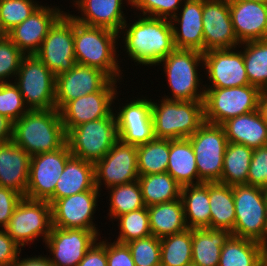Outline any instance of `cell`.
<instances>
[{"label":"cell","instance_id":"cell-11","mask_svg":"<svg viewBox=\"0 0 267 266\" xmlns=\"http://www.w3.org/2000/svg\"><path fill=\"white\" fill-rule=\"evenodd\" d=\"M191 142L199 174V184L220 182L228 140L224 128L205 122L192 136Z\"/></svg>","mask_w":267,"mask_h":266},{"label":"cell","instance_id":"cell-9","mask_svg":"<svg viewBox=\"0 0 267 266\" xmlns=\"http://www.w3.org/2000/svg\"><path fill=\"white\" fill-rule=\"evenodd\" d=\"M261 90L254 85L205 88L204 120L222 125L236 116L256 111Z\"/></svg>","mask_w":267,"mask_h":266},{"label":"cell","instance_id":"cell-22","mask_svg":"<svg viewBox=\"0 0 267 266\" xmlns=\"http://www.w3.org/2000/svg\"><path fill=\"white\" fill-rule=\"evenodd\" d=\"M59 6L41 5L21 24L6 33V36L24 55L36 54L49 29L64 14Z\"/></svg>","mask_w":267,"mask_h":266},{"label":"cell","instance_id":"cell-41","mask_svg":"<svg viewBox=\"0 0 267 266\" xmlns=\"http://www.w3.org/2000/svg\"><path fill=\"white\" fill-rule=\"evenodd\" d=\"M119 235L116 239L120 243H129L133 240L148 237L151 234L147 207L123 214L116 218Z\"/></svg>","mask_w":267,"mask_h":266},{"label":"cell","instance_id":"cell-2","mask_svg":"<svg viewBox=\"0 0 267 266\" xmlns=\"http://www.w3.org/2000/svg\"><path fill=\"white\" fill-rule=\"evenodd\" d=\"M12 141L30 156L51 152L66 143V132L56 109L29 110L13 123Z\"/></svg>","mask_w":267,"mask_h":266},{"label":"cell","instance_id":"cell-35","mask_svg":"<svg viewBox=\"0 0 267 266\" xmlns=\"http://www.w3.org/2000/svg\"><path fill=\"white\" fill-rule=\"evenodd\" d=\"M218 266H263L262 243L231 236L221 249Z\"/></svg>","mask_w":267,"mask_h":266},{"label":"cell","instance_id":"cell-34","mask_svg":"<svg viewBox=\"0 0 267 266\" xmlns=\"http://www.w3.org/2000/svg\"><path fill=\"white\" fill-rule=\"evenodd\" d=\"M146 207L180 199L182 186L167 172L138 178Z\"/></svg>","mask_w":267,"mask_h":266},{"label":"cell","instance_id":"cell-24","mask_svg":"<svg viewBox=\"0 0 267 266\" xmlns=\"http://www.w3.org/2000/svg\"><path fill=\"white\" fill-rule=\"evenodd\" d=\"M234 33L240 43L267 39V4L229 0Z\"/></svg>","mask_w":267,"mask_h":266},{"label":"cell","instance_id":"cell-52","mask_svg":"<svg viewBox=\"0 0 267 266\" xmlns=\"http://www.w3.org/2000/svg\"><path fill=\"white\" fill-rule=\"evenodd\" d=\"M37 255L32 257L21 258L18 256L17 260L13 263L12 266H53V264L48 259V256ZM22 259V260H21Z\"/></svg>","mask_w":267,"mask_h":266},{"label":"cell","instance_id":"cell-8","mask_svg":"<svg viewBox=\"0 0 267 266\" xmlns=\"http://www.w3.org/2000/svg\"><path fill=\"white\" fill-rule=\"evenodd\" d=\"M14 83L29 110L56 108V76L36 54L23 56Z\"/></svg>","mask_w":267,"mask_h":266},{"label":"cell","instance_id":"cell-47","mask_svg":"<svg viewBox=\"0 0 267 266\" xmlns=\"http://www.w3.org/2000/svg\"><path fill=\"white\" fill-rule=\"evenodd\" d=\"M247 185L267 188V145L253 149Z\"/></svg>","mask_w":267,"mask_h":266},{"label":"cell","instance_id":"cell-18","mask_svg":"<svg viewBox=\"0 0 267 266\" xmlns=\"http://www.w3.org/2000/svg\"><path fill=\"white\" fill-rule=\"evenodd\" d=\"M214 49L203 53L209 82L204 88H231L250 85L241 50ZM237 50V51H236Z\"/></svg>","mask_w":267,"mask_h":266},{"label":"cell","instance_id":"cell-49","mask_svg":"<svg viewBox=\"0 0 267 266\" xmlns=\"http://www.w3.org/2000/svg\"><path fill=\"white\" fill-rule=\"evenodd\" d=\"M107 266H136L127 244L107 241Z\"/></svg>","mask_w":267,"mask_h":266},{"label":"cell","instance_id":"cell-5","mask_svg":"<svg viewBox=\"0 0 267 266\" xmlns=\"http://www.w3.org/2000/svg\"><path fill=\"white\" fill-rule=\"evenodd\" d=\"M201 63L204 68L203 53L196 50L175 49L162 59L157 66L163 64L161 66L164 67L163 71L172 94V96L164 95L162 98L176 101H204L205 86L197 73Z\"/></svg>","mask_w":267,"mask_h":266},{"label":"cell","instance_id":"cell-19","mask_svg":"<svg viewBox=\"0 0 267 266\" xmlns=\"http://www.w3.org/2000/svg\"><path fill=\"white\" fill-rule=\"evenodd\" d=\"M152 100L146 97L134 98L119 106L116 111L118 139L126 144L141 145L153 140L154 127L151 114Z\"/></svg>","mask_w":267,"mask_h":266},{"label":"cell","instance_id":"cell-53","mask_svg":"<svg viewBox=\"0 0 267 266\" xmlns=\"http://www.w3.org/2000/svg\"><path fill=\"white\" fill-rule=\"evenodd\" d=\"M13 138V122L0 115V143L11 141Z\"/></svg>","mask_w":267,"mask_h":266},{"label":"cell","instance_id":"cell-46","mask_svg":"<svg viewBox=\"0 0 267 266\" xmlns=\"http://www.w3.org/2000/svg\"><path fill=\"white\" fill-rule=\"evenodd\" d=\"M184 0H133L132 7L143 16L171 20L183 5Z\"/></svg>","mask_w":267,"mask_h":266},{"label":"cell","instance_id":"cell-20","mask_svg":"<svg viewBox=\"0 0 267 266\" xmlns=\"http://www.w3.org/2000/svg\"><path fill=\"white\" fill-rule=\"evenodd\" d=\"M110 80L105 72L76 63L69 71L56 76V109L60 111L68 102L100 91Z\"/></svg>","mask_w":267,"mask_h":266},{"label":"cell","instance_id":"cell-12","mask_svg":"<svg viewBox=\"0 0 267 266\" xmlns=\"http://www.w3.org/2000/svg\"><path fill=\"white\" fill-rule=\"evenodd\" d=\"M71 156L67 143L57 150L31 156L25 197L32 200H46L52 205L57 180Z\"/></svg>","mask_w":267,"mask_h":266},{"label":"cell","instance_id":"cell-14","mask_svg":"<svg viewBox=\"0 0 267 266\" xmlns=\"http://www.w3.org/2000/svg\"><path fill=\"white\" fill-rule=\"evenodd\" d=\"M117 82L121 81L111 79L100 91L68 102L59 111L65 132L85 122L111 117L115 110L114 100L117 101L119 94Z\"/></svg>","mask_w":267,"mask_h":266},{"label":"cell","instance_id":"cell-33","mask_svg":"<svg viewBox=\"0 0 267 266\" xmlns=\"http://www.w3.org/2000/svg\"><path fill=\"white\" fill-rule=\"evenodd\" d=\"M210 229L227 230L233 233L235 203L233 186L209 182Z\"/></svg>","mask_w":267,"mask_h":266},{"label":"cell","instance_id":"cell-45","mask_svg":"<svg viewBox=\"0 0 267 266\" xmlns=\"http://www.w3.org/2000/svg\"><path fill=\"white\" fill-rule=\"evenodd\" d=\"M23 56L7 36L0 39V83L10 82L16 77Z\"/></svg>","mask_w":267,"mask_h":266},{"label":"cell","instance_id":"cell-50","mask_svg":"<svg viewBox=\"0 0 267 266\" xmlns=\"http://www.w3.org/2000/svg\"><path fill=\"white\" fill-rule=\"evenodd\" d=\"M21 251V247L0 228V266H12Z\"/></svg>","mask_w":267,"mask_h":266},{"label":"cell","instance_id":"cell-3","mask_svg":"<svg viewBox=\"0 0 267 266\" xmlns=\"http://www.w3.org/2000/svg\"><path fill=\"white\" fill-rule=\"evenodd\" d=\"M119 34L110 29L81 24L74 20V54L76 63L97 68L112 80H122L116 49ZM118 56V57H117Z\"/></svg>","mask_w":267,"mask_h":266},{"label":"cell","instance_id":"cell-51","mask_svg":"<svg viewBox=\"0 0 267 266\" xmlns=\"http://www.w3.org/2000/svg\"><path fill=\"white\" fill-rule=\"evenodd\" d=\"M95 242L77 266H107V240Z\"/></svg>","mask_w":267,"mask_h":266},{"label":"cell","instance_id":"cell-13","mask_svg":"<svg viewBox=\"0 0 267 266\" xmlns=\"http://www.w3.org/2000/svg\"><path fill=\"white\" fill-rule=\"evenodd\" d=\"M36 56L55 76L74 67V19L67 12L49 29Z\"/></svg>","mask_w":267,"mask_h":266},{"label":"cell","instance_id":"cell-44","mask_svg":"<svg viewBox=\"0 0 267 266\" xmlns=\"http://www.w3.org/2000/svg\"><path fill=\"white\" fill-rule=\"evenodd\" d=\"M0 83V115L13 123L29 111L18 86L13 82Z\"/></svg>","mask_w":267,"mask_h":266},{"label":"cell","instance_id":"cell-32","mask_svg":"<svg viewBox=\"0 0 267 266\" xmlns=\"http://www.w3.org/2000/svg\"><path fill=\"white\" fill-rule=\"evenodd\" d=\"M167 173L182 187L199 184L195 154L188 138L170 139Z\"/></svg>","mask_w":267,"mask_h":266},{"label":"cell","instance_id":"cell-40","mask_svg":"<svg viewBox=\"0 0 267 266\" xmlns=\"http://www.w3.org/2000/svg\"><path fill=\"white\" fill-rule=\"evenodd\" d=\"M109 191V212L111 221L118 216L144 208L142 190L137 181L116 185L108 188Z\"/></svg>","mask_w":267,"mask_h":266},{"label":"cell","instance_id":"cell-6","mask_svg":"<svg viewBox=\"0 0 267 266\" xmlns=\"http://www.w3.org/2000/svg\"><path fill=\"white\" fill-rule=\"evenodd\" d=\"M235 224L232 236L262 243L267 237L266 189L233 185Z\"/></svg>","mask_w":267,"mask_h":266},{"label":"cell","instance_id":"cell-48","mask_svg":"<svg viewBox=\"0 0 267 266\" xmlns=\"http://www.w3.org/2000/svg\"><path fill=\"white\" fill-rule=\"evenodd\" d=\"M24 196L17 191L0 187V227L4 229L15 208Z\"/></svg>","mask_w":267,"mask_h":266},{"label":"cell","instance_id":"cell-36","mask_svg":"<svg viewBox=\"0 0 267 266\" xmlns=\"http://www.w3.org/2000/svg\"><path fill=\"white\" fill-rule=\"evenodd\" d=\"M253 149L243 144L228 142L220 183L226 185H247Z\"/></svg>","mask_w":267,"mask_h":266},{"label":"cell","instance_id":"cell-27","mask_svg":"<svg viewBox=\"0 0 267 266\" xmlns=\"http://www.w3.org/2000/svg\"><path fill=\"white\" fill-rule=\"evenodd\" d=\"M228 142L256 149L267 145V124L258 110L236 116L222 125Z\"/></svg>","mask_w":267,"mask_h":266},{"label":"cell","instance_id":"cell-21","mask_svg":"<svg viewBox=\"0 0 267 266\" xmlns=\"http://www.w3.org/2000/svg\"><path fill=\"white\" fill-rule=\"evenodd\" d=\"M204 52L239 46L231 21L229 0H203Z\"/></svg>","mask_w":267,"mask_h":266},{"label":"cell","instance_id":"cell-28","mask_svg":"<svg viewBox=\"0 0 267 266\" xmlns=\"http://www.w3.org/2000/svg\"><path fill=\"white\" fill-rule=\"evenodd\" d=\"M91 189H97L95 187L94 163L71 156L65 164L64 171L57 180L54 190V202L57 199Z\"/></svg>","mask_w":267,"mask_h":266},{"label":"cell","instance_id":"cell-39","mask_svg":"<svg viewBox=\"0 0 267 266\" xmlns=\"http://www.w3.org/2000/svg\"><path fill=\"white\" fill-rule=\"evenodd\" d=\"M162 266H188L192 264V229L160 238Z\"/></svg>","mask_w":267,"mask_h":266},{"label":"cell","instance_id":"cell-15","mask_svg":"<svg viewBox=\"0 0 267 266\" xmlns=\"http://www.w3.org/2000/svg\"><path fill=\"white\" fill-rule=\"evenodd\" d=\"M95 187L101 192L103 184L110 187L137 181V146L118 140L108 153L94 164ZM103 182V183H102Z\"/></svg>","mask_w":267,"mask_h":266},{"label":"cell","instance_id":"cell-55","mask_svg":"<svg viewBox=\"0 0 267 266\" xmlns=\"http://www.w3.org/2000/svg\"><path fill=\"white\" fill-rule=\"evenodd\" d=\"M262 257H263V266H267V237L262 242Z\"/></svg>","mask_w":267,"mask_h":266},{"label":"cell","instance_id":"cell-25","mask_svg":"<svg viewBox=\"0 0 267 266\" xmlns=\"http://www.w3.org/2000/svg\"><path fill=\"white\" fill-rule=\"evenodd\" d=\"M80 16L68 13L77 22L93 27H102L119 33L126 22L123 0H73ZM125 1V0H124ZM132 6L131 0H126ZM124 6V7H123Z\"/></svg>","mask_w":267,"mask_h":266},{"label":"cell","instance_id":"cell-54","mask_svg":"<svg viewBox=\"0 0 267 266\" xmlns=\"http://www.w3.org/2000/svg\"><path fill=\"white\" fill-rule=\"evenodd\" d=\"M257 110L260 113L262 120L267 124V90L261 91Z\"/></svg>","mask_w":267,"mask_h":266},{"label":"cell","instance_id":"cell-10","mask_svg":"<svg viewBox=\"0 0 267 266\" xmlns=\"http://www.w3.org/2000/svg\"><path fill=\"white\" fill-rule=\"evenodd\" d=\"M52 227L51 204L23 197L4 230L21 247L39 237L46 241ZM38 238V239H37Z\"/></svg>","mask_w":267,"mask_h":266},{"label":"cell","instance_id":"cell-57","mask_svg":"<svg viewBox=\"0 0 267 266\" xmlns=\"http://www.w3.org/2000/svg\"><path fill=\"white\" fill-rule=\"evenodd\" d=\"M243 1H253V2H258V3H265V4H267V0H243Z\"/></svg>","mask_w":267,"mask_h":266},{"label":"cell","instance_id":"cell-17","mask_svg":"<svg viewBox=\"0 0 267 266\" xmlns=\"http://www.w3.org/2000/svg\"><path fill=\"white\" fill-rule=\"evenodd\" d=\"M100 195L98 189H91L57 199L51 205L52 226L99 231L93 222V216L98 208L97 202Z\"/></svg>","mask_w":267,"mask_h":266},{"label":"cell","instance_id":"cell-43","mask_svg":"<svg viewBox=\"0 0 267 266\" xmlns=\"http://www.w3.org/2000/svg\"><path fill=\"white\" fill-rule=\"evenodd\" d=\"M136 266H155L160 264V238L150 235L126 243Z\"/></svg>","mask_w":267,"mask_h":266},{"label":"cell","instance_id":"cell-42","mask_svg":"<svg viewBox=\"0 0 267 266\" xmlns=\"http://www.w3.org/2000/svg\"><path fill=\"white\" fill-rule=\"evenodd\" d=\"M39 5L34 0H0V25L5 33L27 19Z\"/></svg>","mask_w":267,"mask_h":266},{"label":"cell","instance_id":"cell-1","mask_svg":"<svg viewBox=\"0 0 267 266\" xmlns=\"http://www.w3.org/2000/svg\"><path fill=\"white\" fill-rule=\"evenodd\" d=\"M137 17L132 23L126 20L118 33L125 44L124 52L137 65L156 66L176 49L171 21L138 14Z\"/></svg>","mask_w":267,"mask_h":266},{"label":"cell","instance_id":"cell-29","mask_svg":"<svg viewBox=\"0 0 267 266\" xmlns=\"http://www.w3.org/2000/svg\"><path fill=\"white\" fill-rule=\"evenodd\" d=\"M180 198L188 229H210L209 182L183 186Z\"/></svg>","mask_w":267,"mask_h":266},{"label":"cell","instance_id":"cell-37","mask_svg":"<svg viewBox=\"0 0 267 266\" xmlns=\"http://www.w3.org/2000/svg\"><path fill=\"white\" fill-rule=\"evenodd\" d=\"M238 47H241L243 53L250 85L258 87L261 91L267 90V39L246 41Z\"/></svg>","mask_w":267,"mask_h":266},{"label":"cell","instance_id":"cell-23","mask_svg":"<svg viewBox=\"0 0 267 266\" xmlns=\"http://www.w3.org/2000/svg\"><path fill=\"white\" fill-rule=\"evenodd\" d=\"M181 7L170 20L175 47L204 53L203 0H184Z\"/></svg>","mask_w":267,"mask_h":266},{"label":"cell","instance_id":"cell-38","mask_svg":"<svg viewBox=\"0 0 267 266\" xmlns=\"http://www.w3.org/2000/svg\"><path fill=\"white\" fill-rule=\"evenodd\" d=\"M170 139L154 138L137 146L138 174L151 175L167 172Z\"/></svg>","mask_w":267,"mask_h":266},{"label":"cell","instance_id":"cell-4","mask_svg":"<svg viewBox=\"0 0 267 266\" xmlns=\"http://www.w3.org/2000/svg\"><path fill=\"white\" fill-rule=\"evenodd\" d=\"M151 114L155 138H189L205 123L203 101L153 100Z\"/></svg>","mask_w":267,"mask_h":266},{"label":"cell","instance_id":"cell-26","mask_svg":"<svg viewBox=\"0 0 267 266\" xmlns=\"http://www.w3.org/2000/svg\"><path fill=\"white\" fill-rule=\"evenodd\" d=\"M31 156L12 140L0 143V187L10 188L25 197Z\"/></svg>","mask_w":267,"mask_h":266},{"label":"cell","instance_id":"cell-31","mask_svg":"<svg viewBox=\"0 0 267 266\" xmlns=\"http://www.w3.org/2000/svg\"><path fill=\"white\" fill-rule=\"evenodd\" d=\"M231 236L227 230L192 229V264L218 266L221 249Z\"/></svg>","mask_w":267,"mask_h":266},{"label":"cell","instance_id":"cell-30","mask_svg":"<svg viewBox=\"0 0 267 266\" xmlns=\"http://www.w3.org/2000/svg\"><path fill=\"white\" fill-rule=\"evenodd\" d=\"M151 234L162 238L188 229L181 198L147 207Z\"/></svg>","mask_w":267,"mask_h":266},{"label":"cell","instance_id":"cell-56","mask_svg":"<svg viewBox=\"0 0 267 266\" xmlns=\"http://www.w3.org/2000/svg\"><path fill=\"white\" fill-rule=\"evenodd\" d=\"M6 37V33L4 32V30L2 29L1 25H0V39Z\"/></svg>","mask_w":267,"mask_h":266},{"label":"cell","instance_id":"cell-16","mask_svg":"<svg viewBox=\"0 0 267 266\" xmlns=\"http://www.w3.org/2000/svg\"><path fill=\"white\" fill-rule=\"evenodd\" d=\"M99 233L86 229H63L52 226L44 242L51 253L48 259L53 266H77L91 246L100 239Z\"/></svg>","mask_w":267,"mask_h":266},{"label":"cell","instance_id":"cell-7","mask_svg":"<svg viewBox=\"0 0 267 266\" xmlns=\"http://www.w3.org/2000/svg\"><path fill=\"white\" fill-rule=\"evenodd\" d=\"M116 116L82 123L66 133V143L72 156L96 163L118 141Z\"/></svg>","mask_w":267,"mask_h":266}]
</instances>
